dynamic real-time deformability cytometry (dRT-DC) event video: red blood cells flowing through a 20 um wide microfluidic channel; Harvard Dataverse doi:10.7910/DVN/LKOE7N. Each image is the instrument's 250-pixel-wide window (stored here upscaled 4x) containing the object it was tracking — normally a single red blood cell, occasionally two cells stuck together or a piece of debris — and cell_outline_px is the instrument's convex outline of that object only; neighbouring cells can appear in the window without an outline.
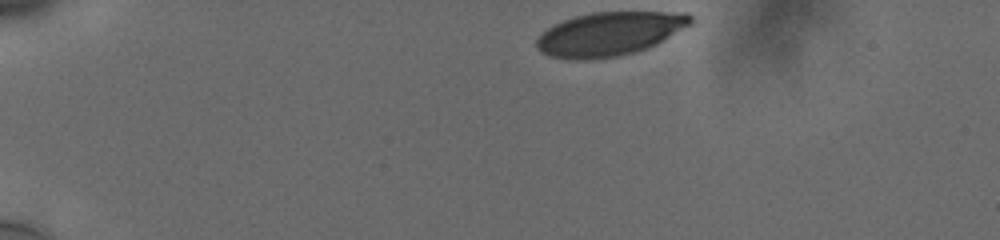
{"species": "human", "species_latin": "Homo sapiens", "temperature_condition": "cold", "stored_images_in_passage": 38, "camera_frame_rate_fps": 3000, "um_per_image_px": 0.085, "donor": {"sex": "male"}, "frame": {"image": 1, "passage_image": 1, "time_ms": 0.0, "image_size_px": [1000, 240], "cell_outline_px": [[692, 24], [656, 44], [648, 48], [616, 56], [548, 56], [540, 52], [536, 48], [536, 40], [540, 32], [552, 24], [576, 16], [592, 12], [688, 12], [692, 16]], "centroid_in_image_um": [51.84, 2.81], "position_along_channel_um": 33.2, "area_um2": 38.32}}
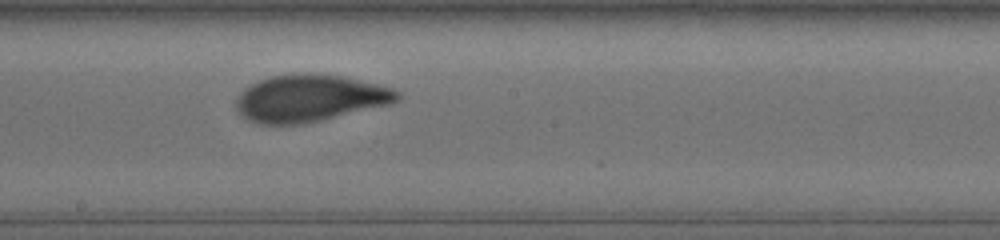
{"frame": {"image": 2, "passage_image": 23, "time_ms": 7.333, "image_size_px": [1000, 240], "cell_outline_px": [[400, 96], [396, 100], [388, 104], [320, 120], [300, 124], [260, 124], [248, 120], [236, 108], [236, 96], [244, 88], [260, 80], [272, 76], [340, 76], [376, 84], [392, 88], [400, 92]], "centroid_in_image_um": [26.28, 8.39], "position_along_channel_um": 221.9, "area_um2": 42.6}}
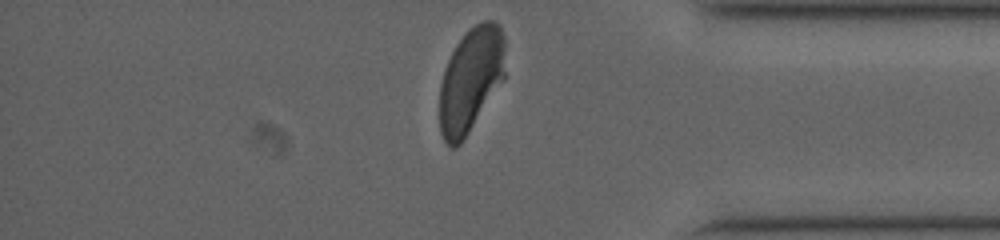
{"frame": {"image": 3, "passage_image": 38, "time_ms": 12.333, "image_size_px": [1000, 240], "cell_outline_px": [[504, 80], [460, 144], [456, 148], [452, 148], [444, 140], [440, 132], [440, 84], [444, 68], [456, 44], [480, 20], [496, 20], [500, 24], [504, 36]], "centroid_in_image_um": [40.02, 6.77], "position_along_channel_um": 395.2, "area_um2": 39.94}, "authors_computed_cell_mechanics": {"area_um2": 43.1188, "velocity_mm_per_s": 3.7382, "shape_relaxation_time_tau1_ms": 3.9547, "shape_relaxation_time_tau2_ms": null, "deformation_change_tau1": 0.1679, "deformation_change_tau2": null}}